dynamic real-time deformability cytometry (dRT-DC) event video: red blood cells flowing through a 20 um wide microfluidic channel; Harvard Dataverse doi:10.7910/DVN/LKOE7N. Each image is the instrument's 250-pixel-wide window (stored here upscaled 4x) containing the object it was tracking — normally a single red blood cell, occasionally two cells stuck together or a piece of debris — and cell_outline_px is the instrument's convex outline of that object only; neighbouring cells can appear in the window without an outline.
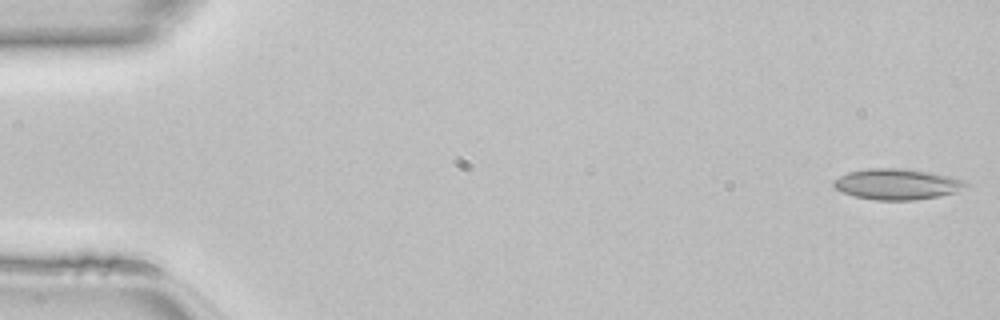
{"species": "common noctule bat (a hibernating species)", "species_latin": "Nyctalus noctula", "temperature_condition": "room temperature", "stored_images_in_passage": 13, "camera_frame_rate_fps": 3000, "um_per_image_px": 0.085, "animal": {"sex": "female", "body_mass_g": 22.7, "forearm_length_mm": 54.2}, "frame": {"image": 1, "passage_image": 1, "time_ms": 0.0, "image_size_px": [1000, 320], "cell_outline_px": [[968, 184], [956, 192], [940, 196], [916, 200], [876, 200], [856, 196], [840, 192], [832, 184], [832, 180], [848, 172], [868, 168], [900, 168], [932, 172], [964, 180]], "centroid_in_image_um": [76.22, 15.65], "position_along_channel_um": 8.8, "area_um2": 23.76}}
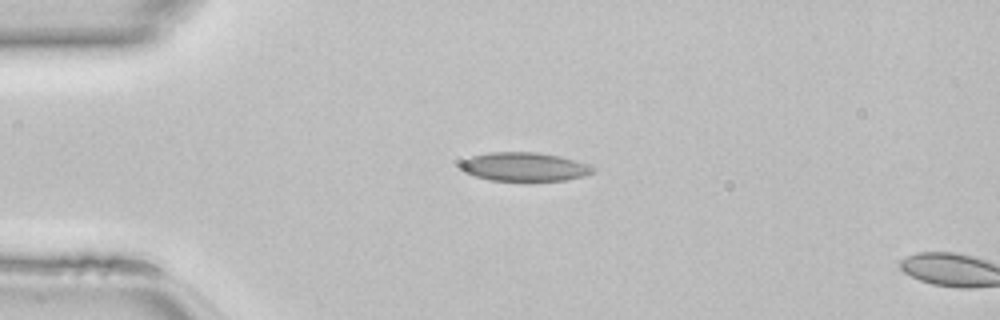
{"frame": {"image": 2, "passage_image": 11, "time_ms": 3.333, "image_size_px": [1000, 320], "cell_outline_px": [[592, 172], [584, 176], [564, 180], [488, 180], [464, 172], [460, 168], [460, 164], [464, 160], [472, 156], [488, 152], [536, 152], [560, 156], [588, 164], [592, 168]], "centroid_in_image_um": [44.53, 14.17], "position_along_channel_um": 40.5, "area_um2": 21.85}}